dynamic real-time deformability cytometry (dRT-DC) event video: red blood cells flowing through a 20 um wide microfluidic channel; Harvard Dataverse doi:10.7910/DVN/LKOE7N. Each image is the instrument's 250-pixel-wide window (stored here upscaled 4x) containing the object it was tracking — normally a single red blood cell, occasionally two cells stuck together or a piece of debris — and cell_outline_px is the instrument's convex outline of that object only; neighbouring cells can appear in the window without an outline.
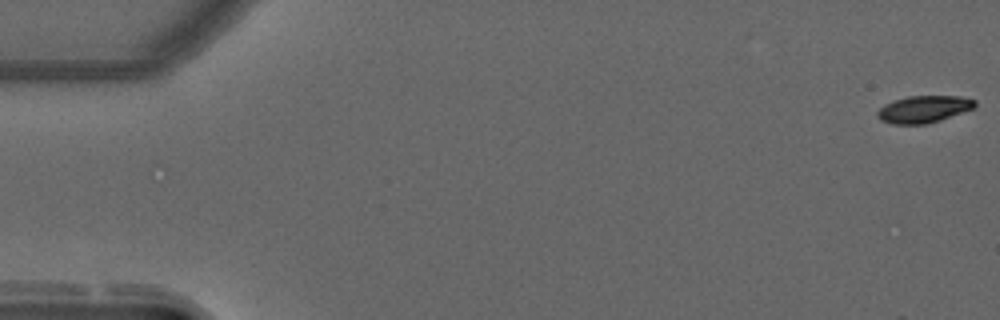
{"species": "common noctule bat (a hibernating species)", "species_latin": "Nyctalus noctula", "temperature_condition": "warm", "stored_images_in_passage": 18, "camera_frame_rate_fps": 3000, "um_per_image_px": 0.085, "animal": {"sex": "male", "forearm_length_mm": 52.5}, "frame": {"image": 1, "passage_image": 1, "time_ms": 0.0, "image_size_px": [1000, 320], "cell_outline_px": [[976, 104], [972, 108], [940, 120], [924, 124], [892, 124], [880, 120], [876, 116], [876, 112], [884, 104], [908, 96], [960, 96], [976, 100]], "centroid_in_image_um": [78.47, 9.28], "position_along_channel_um": 6.5, "area_um2": 15.2}}
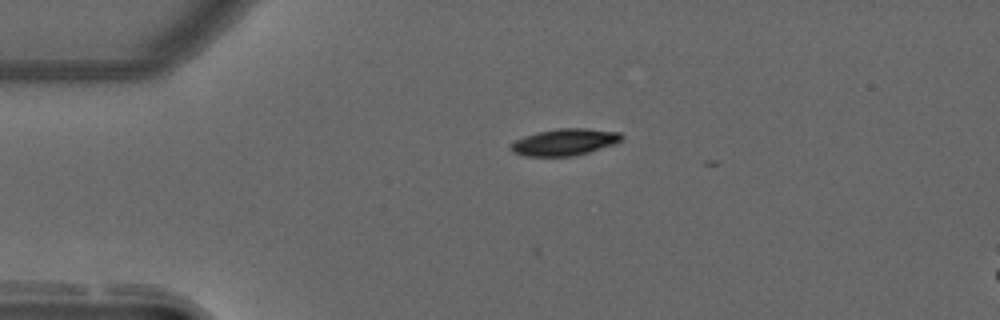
{"frame": {"image": 2, "passage_image": 13, "time_ms": 4.0, "image_size_px": [1000, 320], "cell_outline_px": [[624, 136], [616, 144], [588, 152], [572, 156], [524, 156], [512, 152], [508, 148], [516, 140], [524, 136], [536, 132], [560, 128], [584, 128], [620, 132]], "centroid_in_image_um": [47.98, 12.08], "position_along_channel_um": 37.0, "area_um2": 17.28}}